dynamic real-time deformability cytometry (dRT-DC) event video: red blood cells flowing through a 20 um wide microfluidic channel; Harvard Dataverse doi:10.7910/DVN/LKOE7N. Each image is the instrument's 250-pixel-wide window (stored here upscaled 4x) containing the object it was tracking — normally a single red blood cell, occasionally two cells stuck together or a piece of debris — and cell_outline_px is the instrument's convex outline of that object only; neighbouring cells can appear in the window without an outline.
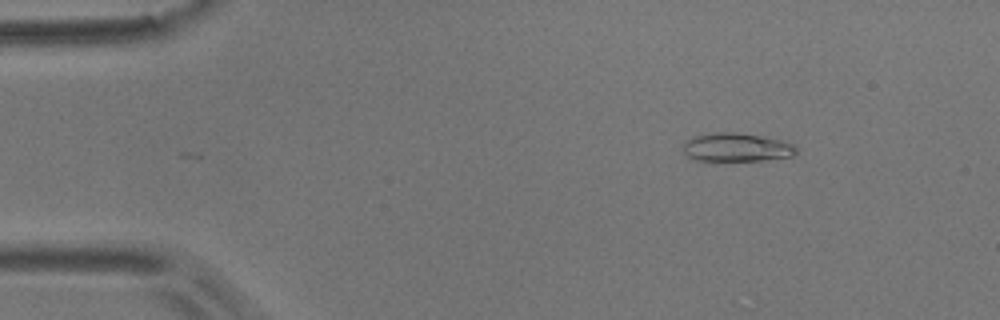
{"species": "common noctule bat (a hibernating species)", "species_latin": "Nyctalus noctula", "temperature_condition": "room temperature", "stored_images_in_passage": 23, "camera_frame_rate_fps": 3000, "um_per_image_px": 0.085, "animal": {"sex": "male", "body_mass_g": 17.9}, "frame": {"image": 1, "passage_image": 7, "time_ms": 2.0, "image_size_px": [1000, 320], "cell_outline_px": [[796, 152], [792, 156], [760, 160], [692, 160], [684, 152], [684, 144], [692, 136], [712, 132], [736, 132], [764, 136], [780, 140], [792, 144], [796, 148]], "centroid_in_image_um": [62.58, 12.51], "position_along_channel_um": 22.4, "area_um2": 18.67}}
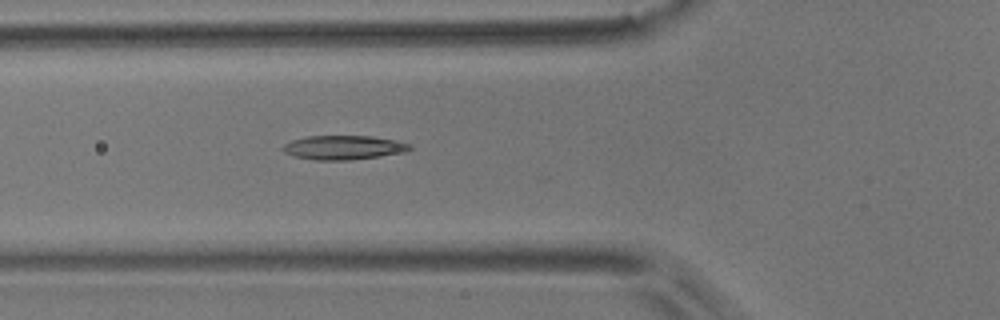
{"frame": {"image": 2, "passage_image": 19, "time_ms": 6.0, "image_size_px": [1000, 320], "cell_outline_px": [[412, 148], [408, 152], [352, 160], [316, 160], [296, 156], [284, 152], [280, 148], [284, 144], [292, 140], [308, 136], [372, 136], [396, 140], [408, 144]], "centroid_in_image_um": [29.22, 12.54], "position_along_channel_um": 96.6, "area_um2": 17.86}}
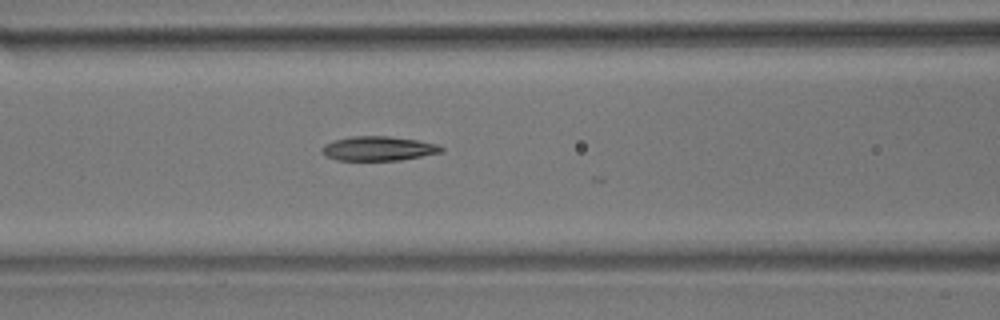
{"frame": {"image": 3, "passage_image": 22, "time_ms": 7.0, "image_size_px": [1000, 320], "cell_outline_px": [[444, 152], [400, 160], [336, 160], [324, 156], [320, 152], [320, 148], [324, 144], [332, 140], [352, 136], [388, 136], [416, 140], [436, 144], [444, 148]], "centroid_in_image_um": [32.1, 12.62], "position_along_channel_um": 134.5, "area_um2": 17.11}}